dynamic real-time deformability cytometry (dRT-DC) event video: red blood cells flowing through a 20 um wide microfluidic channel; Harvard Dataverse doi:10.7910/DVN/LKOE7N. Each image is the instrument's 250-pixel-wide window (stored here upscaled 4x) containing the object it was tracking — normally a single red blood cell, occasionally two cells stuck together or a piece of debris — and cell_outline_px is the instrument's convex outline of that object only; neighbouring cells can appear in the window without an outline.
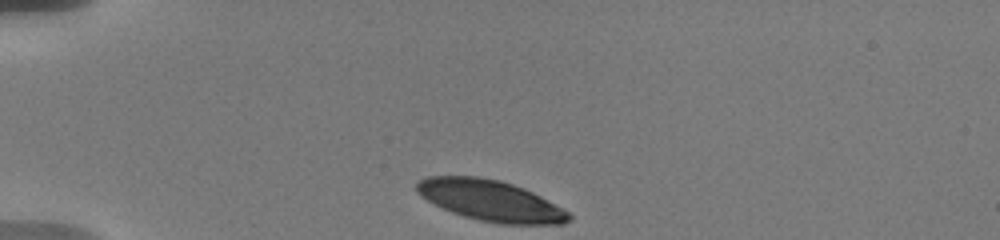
{"species": "human", "species_latin": "Homo sapiens", "temperature_condition": "warm", "stored_images_in_passage": 20, "camera_frame_rate_fps": 3000, "um_per_image_px": 0.085, "donor": {"sex": "male"}, "frame": {"image": 1, "passage_image": 1, "time_ms": 0.0, "image_size_px": [1000, 240], "cell_outline_px": [[572, 220], [564, 224], [500, 224], [480, 220], [464, 216], [452, 212], [420, 196], [416, 192], [416, 180], [428, 176], [476, 176], [500, 180], [524, 188], [572, 212]], "centroid_in_image_um": [41.73, 17.05], "position_along_channel_um": 43.3, "area_um2": 36.41}}
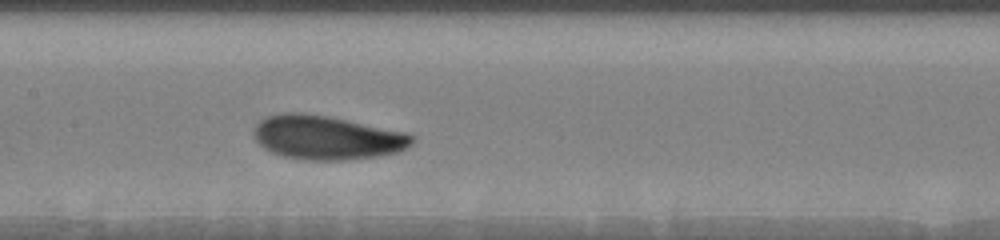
{"frame": {"image": 2, "passage_image": 9, "time_ms": 5.0, "image_size_px": [1000, 240], "cell_outline_px": [[416, 140], [408, 148], [400, 152], [376, 156], [344, 160], [304, 160], [284, 156], [272, 152], [264, 148], [256, 140], [252, 132], [256, 124], [264, 116], [284, 112], [296, 112], [328, 116], [408, 132], [416, 136]], "centroid_in_image_um": [27.81, 11.68], "position_along_channel_um": 179.6, "area_um2": 40.98}}
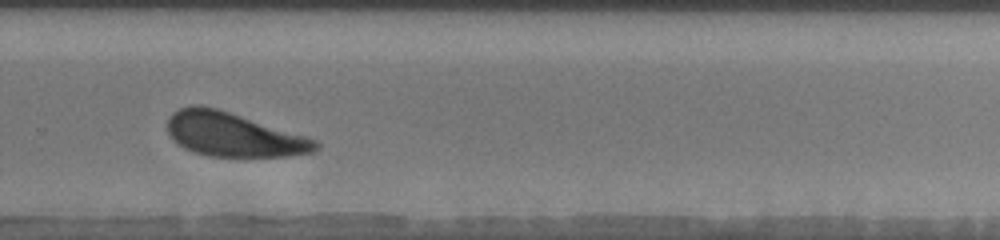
{"frame": {"image": 3, "passage_image": 15, "time_ms": 8.667, "image_size_px": [1000, 240], "cell_outline_px": [[320, 148], [316, 152], [288, 156], [208, 156], [184, 148], [172, 140], [168, 132], [168, 116], [172, 112], [180, 108], [192, 104], [200, 104], [216, 108], [308, 136], [316, 140], [320, 144]], "centroid_in_image_um": [19.85, 11.43], "position_along_channel_um": 310.0, "area_um2": 38.15}, "authors_computed_cell_mechanics": {"area_um2": 39.6219, "velocity_mm_per_s": 3.5681, "shape_relaxation_time_tau1_ms": 2.6707, "shape_relaxation_time_tau2_ms": 8.6967, "deformation_change_tau1": 0.129, "deformation_change_tau2": 0.2004}}